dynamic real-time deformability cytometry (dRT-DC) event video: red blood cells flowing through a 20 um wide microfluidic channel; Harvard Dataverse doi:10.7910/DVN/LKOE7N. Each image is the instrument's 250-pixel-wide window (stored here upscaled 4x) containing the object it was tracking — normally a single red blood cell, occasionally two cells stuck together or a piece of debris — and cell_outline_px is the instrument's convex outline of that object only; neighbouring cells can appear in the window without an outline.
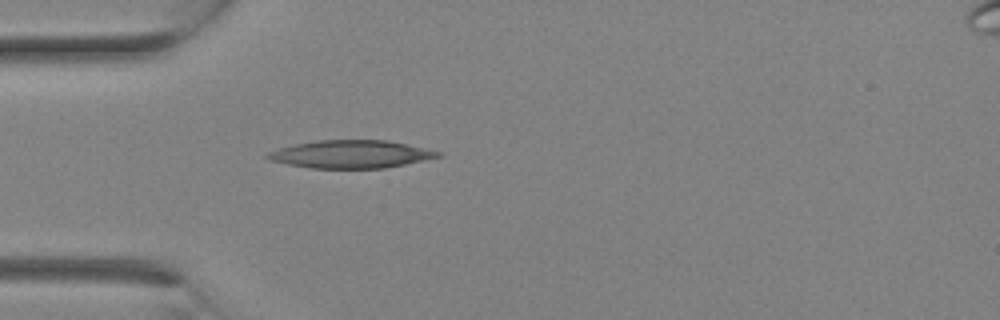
{"species": "Egyptian fruit bat (a non-hibernating species)", "species_latin": "Rousettus aegyptiacus", "temperature_condition": "room temperature", "stored_images_in_passage": 3, "camera_frame_rate_fps": 3000, "um_per_image_px": 0.085, "animal": {"sex": "female"}, "frame": {"image": 1, "passage_image": 1, "time_ms": 0.0, "image_size_px": [1000, 320], "cell_outline_px": [[444, 156], [384, 168], [312, 168], [288, 164], [272, 160], [264, 156], [268, 152], [280, 148], [296, 144], [316, 140], [388, 140], [444, 152]], "centroid_in_image_um": [29.88, 13.1], "position_along_channel_um": 55.1, "area_um2": 27.51}}
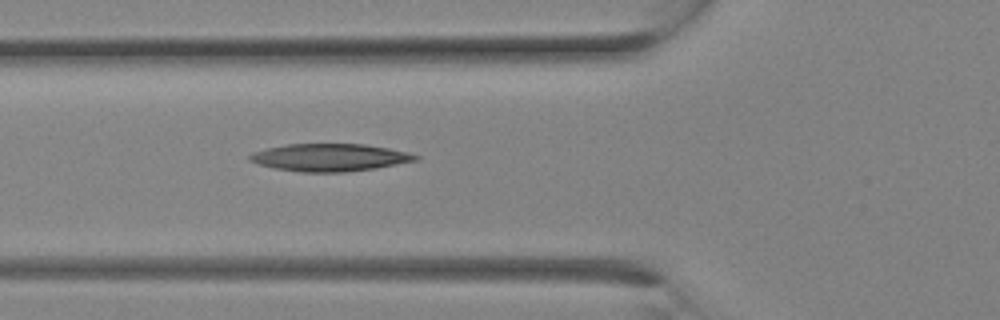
{"frame": {"image": 2, "passage_image": 3, "time_ms": 0.667, "image_size_px": [1000, 320], "cell_outline_px": [[420, 160], [376, 168], [344, 172], [300, 172], [272, 168], [248, 160], [248, 156], [252, 152], [268, 148], [288, 144], [364, 144], [388, 148], [408, 152], [420, 156]], "centroid_in_image_um": [28.04, 13.39], "position_along_channel_um": 97.8, "area_um2": 26.65}}